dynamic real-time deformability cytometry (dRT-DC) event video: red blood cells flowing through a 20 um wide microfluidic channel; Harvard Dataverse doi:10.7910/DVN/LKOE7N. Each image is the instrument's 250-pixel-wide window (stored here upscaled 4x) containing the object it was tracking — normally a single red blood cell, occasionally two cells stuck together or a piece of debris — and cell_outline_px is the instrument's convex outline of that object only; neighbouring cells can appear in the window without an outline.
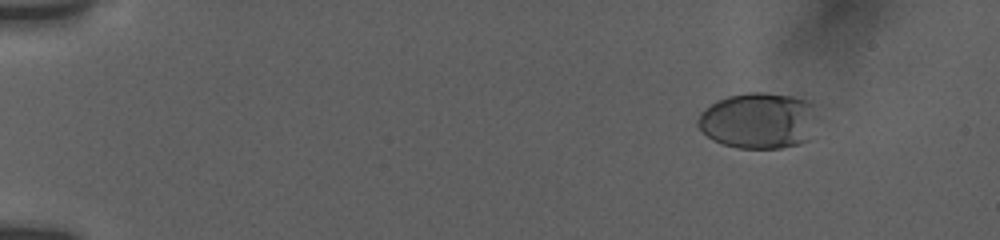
{"species": "human", "species_latin": "Homo sapiens", "temperature_condition": "room temperature", "stored_images_in_passage": 36, "camera_frame_rate_fps": 3000, "um_per_image_px": 0.085, "donor": {"sex": "female"}, "frame": {"image": 1, "passage_image": 10, "time_ms": 2.333, "image_size_px": [1000, 240], "cell_outline_px": [[812, 108], [808, 140], [800, 144], [780, 148], [740, 148], [724, 144], [712, 140], [696, 124], [696, 120], [700, 112], [704, 108], [716, 100], [728, 96], [748, 92], [764, 92], [792, 96], [808, 100], [812, 104]], "centroid_in_image_um": [64.37, 10.24], "position_along_channel_um": 20.6, "area_um2": 38.55}}
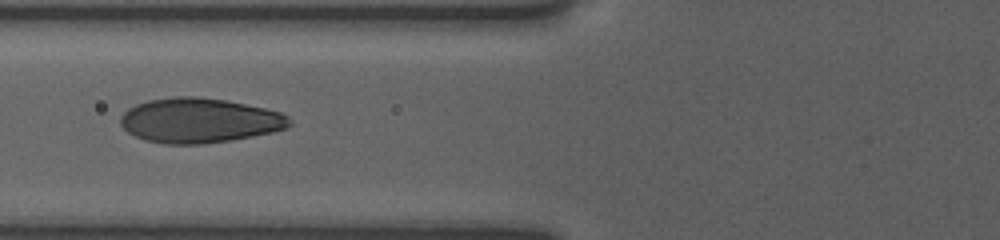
{"frame": {"image": 2, "passage_image": 32, "time_ms": 8.0, "image_size_px": [1000, 240], "cell_outline_px": [[292, 124], [288, 128], [272, 132], [232, 140], [204, 144], [164, 144], [144, 140], [128, 132], [120, 124], [120, 116], [128, 108], [136, 104], [148, 100], [172, 96], [196, 96], [224, 100], [264, 108], [280, 112], [288, 116], [292, 120]], "centroid_in_image_um": [16.94, 10.24], "position_along_channel_um": 108.9, "area_um2": 44.27}}
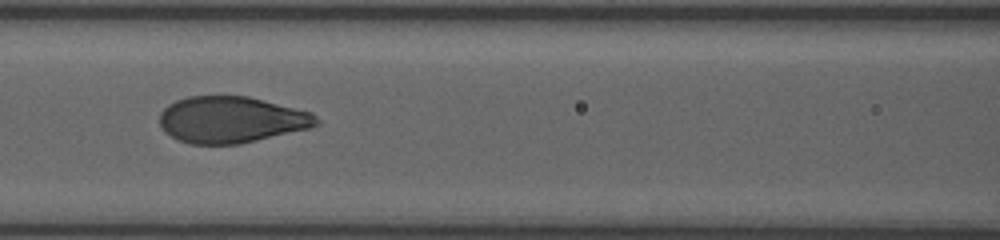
{"frame": {"image": 3, "passage_image": 35, "time_ms": 9.0, "image_size_px": [1000, 240], "cell_outline_px": [[320, 124], [308, 128], [240, 144], [188, 144], [164, 132], [160, 128], [160, 112], [168, 104], [176, 100], [188, 96], [248, 96], [312, 112], [320, 120]], "centroid_in_image_um": [19.64, 10.17], "position_along_channel_um": 147.0, "area_um2": 42.48}}